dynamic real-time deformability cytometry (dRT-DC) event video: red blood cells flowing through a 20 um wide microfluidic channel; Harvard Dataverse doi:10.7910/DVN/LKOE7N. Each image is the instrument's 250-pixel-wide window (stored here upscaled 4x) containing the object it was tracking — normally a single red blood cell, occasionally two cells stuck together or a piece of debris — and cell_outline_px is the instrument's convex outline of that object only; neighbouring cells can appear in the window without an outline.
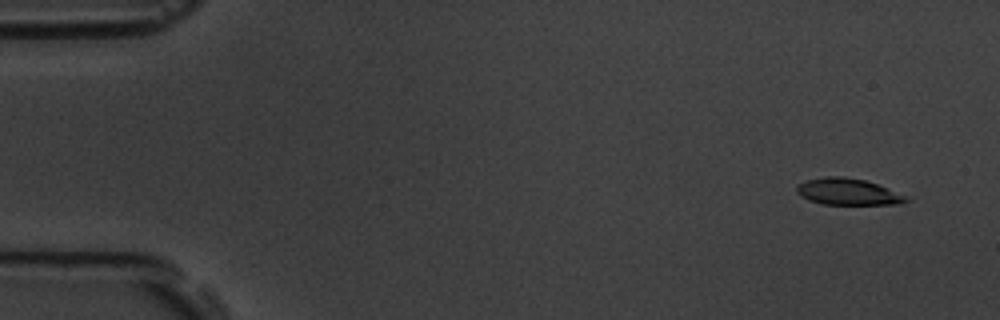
{"species": "common noctule bat (a hibernating species)", "species_latin": "Nyctalus noctula", "temperature_condition": "room temperature", "stored_images_in_passage": 4, "segment_of_instrument_passage": [2, 2], "camera_frame_rate_fps": 3000, "um_per_image_px": 0.085, "animal": {"sex": "male", "body_mass_g": 19.5, "forearm_length_mm": 54.6}, "frame": {"image": 1, "passage_image": 4, "time_ms": 3.667, "image_size_px": [1000, 320], "cell_outline_px": [[908, 200], [900, 204], [824, 204], [808, 200], [800, 196], [796, 192], [796, 188], [800, 184], [808, 180], [828, 176], [844, 176], [864, 180], [876, 184], [904, 196]], "centroid_in_image_um": [72.0, 16.3], "position_along_channel_um": 13.0, "area_um2": 16.47}}